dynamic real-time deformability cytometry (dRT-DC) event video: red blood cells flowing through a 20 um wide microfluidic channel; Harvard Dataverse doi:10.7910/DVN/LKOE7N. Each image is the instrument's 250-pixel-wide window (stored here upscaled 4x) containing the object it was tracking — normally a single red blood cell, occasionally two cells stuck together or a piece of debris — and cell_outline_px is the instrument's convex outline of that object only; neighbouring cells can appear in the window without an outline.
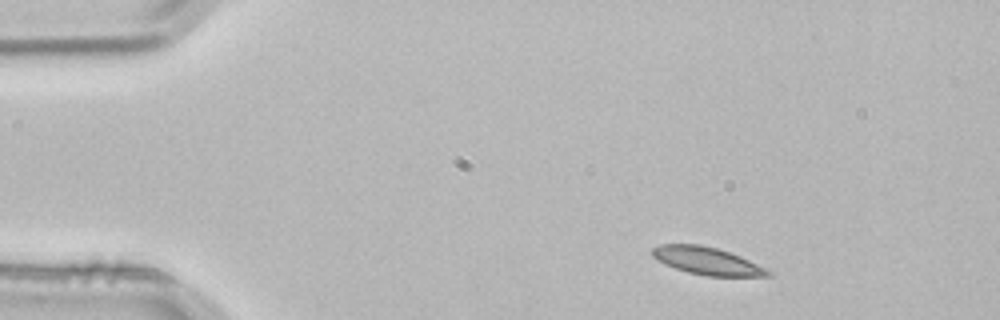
{"species": "common noctule bat (a hibernating species)", "species_latin": "Nyctalus noctula", "temperature_condition": "room temperature", "stored_images_in_passage": 3, "camera_frame_rate_fps": 3000, "um_per_image_px": 0.085, "animal": {"sex": "male", "body_mass_g": 21.5, "forearm_length_mm": 52.0}, "frame": {"image": 1, "passage_image": 1, "time_ms": 0.0, "image_size_px": [1000, 320], "cell_outline_px": [[772, 276], [708, 276], [688, 272], [664, 264], [656, 260], [652, 256], [652, 248], [660, 244], [700, 244], [716, 248], [740, 256], [772, 272]], "centroid_in_image_um": [60.05, 22.17], "position_along_channel_um": 24.9, "area_um2": 18.38}}
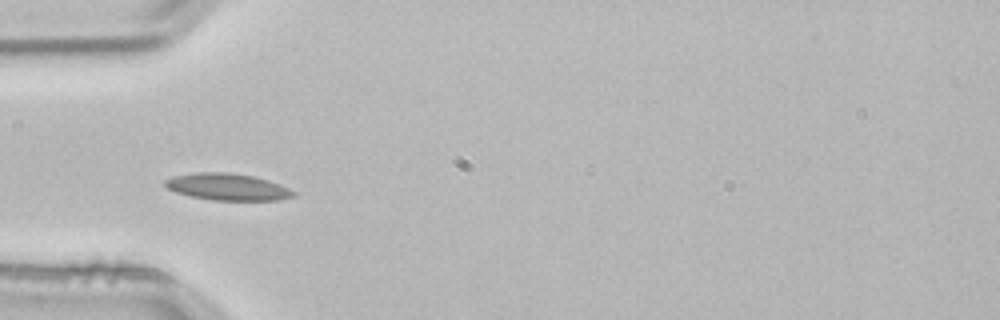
{"frame": {"image": 2, "passage_image": 3, "time_ms": 0.667, "image_size_px": [1000, 320], "cell_outline_px": [[296, 196], [276, 200], [212, 200], [192, 196], [176, 192], [168, 188], [164, 184], [164, 180], [172, 176], [192, 172], [228, 172], [252, 176], [268, 180], [280, 184], [296, 192]], "centroid_in_image_um": [19.33, 15.87], "position_along_channel_um": 65.7, "area_um2": 20.06}}